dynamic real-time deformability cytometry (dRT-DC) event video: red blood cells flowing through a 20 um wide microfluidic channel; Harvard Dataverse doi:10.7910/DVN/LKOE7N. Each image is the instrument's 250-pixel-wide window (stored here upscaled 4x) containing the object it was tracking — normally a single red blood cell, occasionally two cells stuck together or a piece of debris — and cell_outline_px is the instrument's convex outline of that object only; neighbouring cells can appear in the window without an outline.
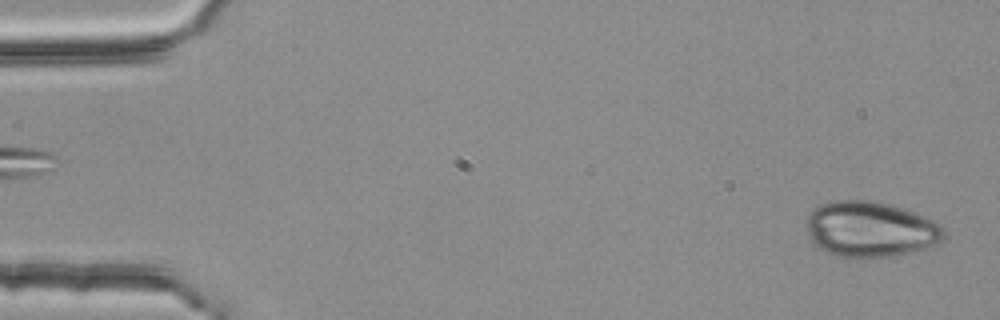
{"species": "common noctule bat (a hibernating species)", "species_latin": "Nyctalus noctula", "temperature_condition": "room temperature", "stored_images_in_passage": 4, "camera_frame_rate_fps": 3000, "um_per_image_px": 0.085, "animal": {"sex": "female", "body_mass_g": 25.1}, "frame": {"image": 1, "passage_image": 4, "time_ms": 1.0, "image_size_px": [1000, 320], "cell_outline_px": [[944, 236], [936, 244], [912, 252], [888, 256], [840, 256], [816, 248], [808, 232], [804, 220], [808, 212], [812, 208], [820, 204], [836, 200], [868, 200], [888, 204], [904, 208], [916, 212], [940, 224], [944, 228]], "centroid_in_image_um": [73.94, 19.45], "position_along_channel_um": 11.1, "area_um2": 44.45}}